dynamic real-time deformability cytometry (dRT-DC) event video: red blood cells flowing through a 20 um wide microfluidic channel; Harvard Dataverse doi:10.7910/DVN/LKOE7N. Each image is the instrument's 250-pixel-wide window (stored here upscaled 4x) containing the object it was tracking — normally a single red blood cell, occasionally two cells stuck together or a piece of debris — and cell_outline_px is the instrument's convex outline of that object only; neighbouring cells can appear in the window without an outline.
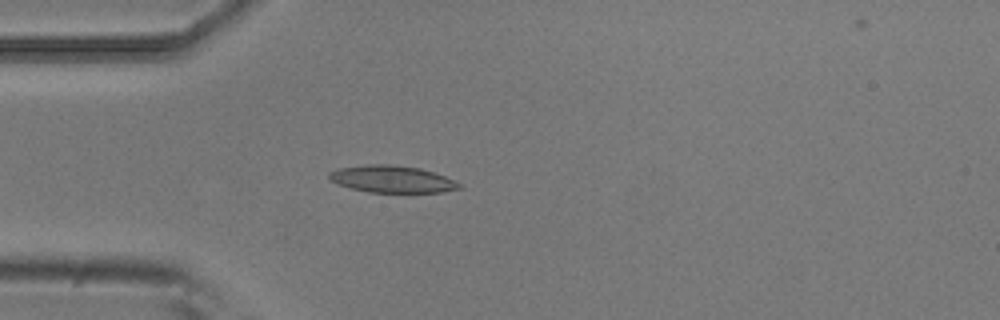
{"species": "common noctule bat (a hibernating species)", "species_latin": "Nyctalus noctula", "temperature_condition": "room temperature", "stored_images_in_passage": 2, "camera_frame_rate_fps": 3000, "um_per_image_px": 0.085, "animal": {"sex": "male", "body_mass_g": 20.5, "forearm_length_mm": 52.5}, "frame": {"image": 1, "passage_image": 1, "time_ms": 0.0, "image_size_px": [1000, 320], "cell_outline_px": [[464, 188], [444, 192], [368, 192], [348, 188], [336, 184], [328, 176], [328, 172], [336, 168], [368, 164], [392, 164], [420, 168], [444, 176], [464, 184]], "centroid_in_image_um": [33.32, 15.23], "position_along_channel_um": 51.7, "area_um2": 20.81}}